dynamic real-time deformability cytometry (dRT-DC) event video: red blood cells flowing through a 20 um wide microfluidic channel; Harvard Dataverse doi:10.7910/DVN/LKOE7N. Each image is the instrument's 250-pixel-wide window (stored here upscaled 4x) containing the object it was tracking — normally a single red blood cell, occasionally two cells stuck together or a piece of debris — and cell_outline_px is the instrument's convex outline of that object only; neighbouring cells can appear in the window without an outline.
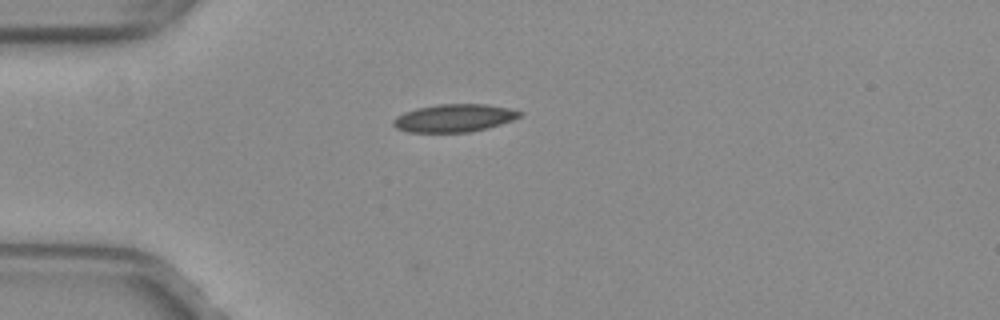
{"species": "common noctule bat (a hibernating species)", "species_latin": "Nyctalus noctula", "temperature_condition": "warm", "stored_images_in_passage": 29, "camera_frame_rate_fps": 3000, "um_per_image_px": 0.085, "animal": {"sex": "female", "body_mass_g": 29.2, "forearm_length_mm": 56.3}, "frame": {"image": 1, "passage_image": 1, "time_ms": 0.0, "image_size_px": [1000, 320], "cell_outline_px": [[524, 116], [488, 128], [468, 132], [408, 132], [396, 128], [392, 124], [392, 120], [396, 116], [404, 112], [416, 108], [440, 104], [488, 104], [508, 108], [524, 112]], "centroid_in_image_um": [38.62, 10.03], "position_along_channel_um": 46.4, "area_um2": 20.63}}
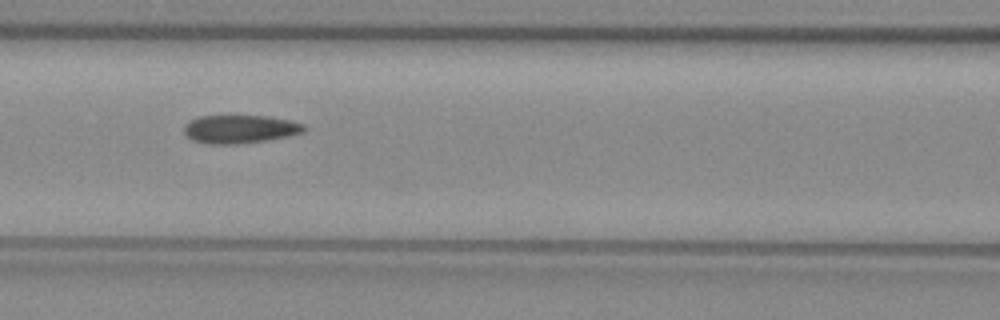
{"frame": {"image": 2, "passage_image": 10, "time_ms": 3.0, "image_size_px": [1000, 320], "cell_outline_px": [[308, 128], [304, 132], [288, 136], [264, 140], [236, 144], [204, 144], [192, 140], [184, 132], [184, 124], [188, 120], [200, 116], [264, 116], [288, 120], [304, 124]], "centroid_in_image_um": [20.36, 10.97], "position_along_channel_um": 146.2, "area_um2": 19.77}}
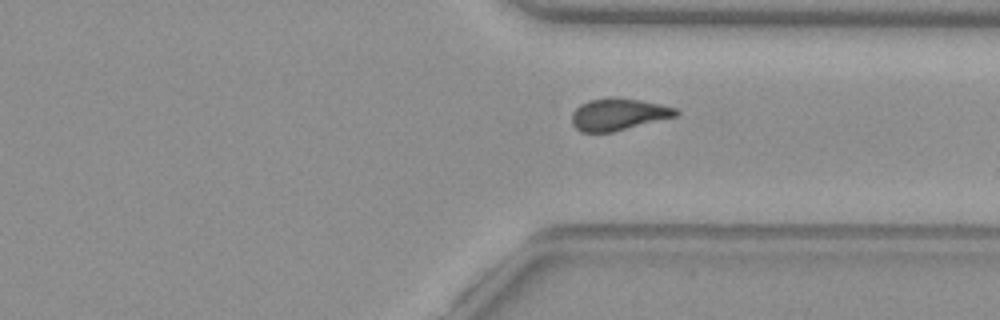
{"frame": {"image": 3, "passage_image": 26, "time_ms": 8.333, "image_size_px": [1000, 320], "cell_outline_px": [[680, 112], [676, 116], [612, 132], [580, 132], [572, 124], [572, 112], [580, 104], [588, 100], [640, 100], [660, 104], [676, 108]], "centroid_in_image_um": [52.55, 9.76], "position_along_channel_um": 358.9, "area_um2": 18.67}}